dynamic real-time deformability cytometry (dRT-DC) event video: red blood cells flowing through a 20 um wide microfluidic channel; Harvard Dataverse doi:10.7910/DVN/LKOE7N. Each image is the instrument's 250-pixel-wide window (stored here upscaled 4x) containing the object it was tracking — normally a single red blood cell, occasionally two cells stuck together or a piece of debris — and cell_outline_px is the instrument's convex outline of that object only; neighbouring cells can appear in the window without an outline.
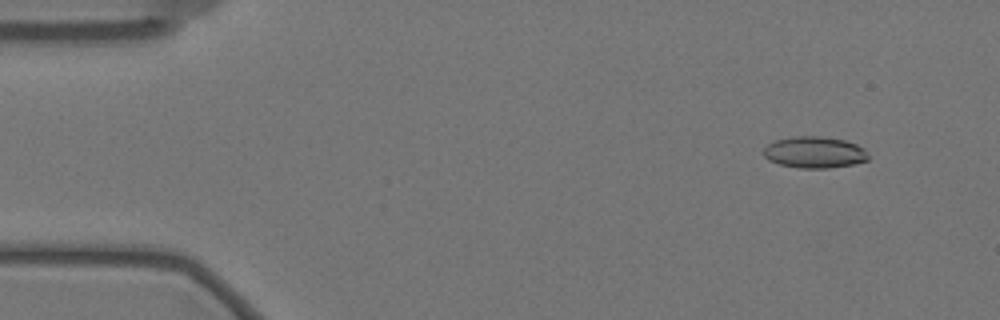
{"species": "Egyptian fruit bat (a non-hibernating species)", "species_latin": "Rousettus aegyptiacus", "temperature_condition": "warm", "stored_images_in_passage": 58, "camera_frame_rate_fps": 3000, "um_per_image_px": 0.085, "animal": {"sex": "female"}, "frame": {"image": 1, "passage_image": 5, "time_ms": 1.333, "image_size_px": [1000, 320], "cell_outline_px": [[868, 160], [852, 164], [828, 168], [800, 168], [780, 164], [768, 160], [764, 156], [764, 148], [768, 144], [776, 140], [792, 136], [820, 136], [844, 140], [856, 144], [864, 148], [868, 156]], "centroid_in_image_um": [69.22, 12.94], "position_along_channel_um": 15.8, "area_um2": 19.13}}
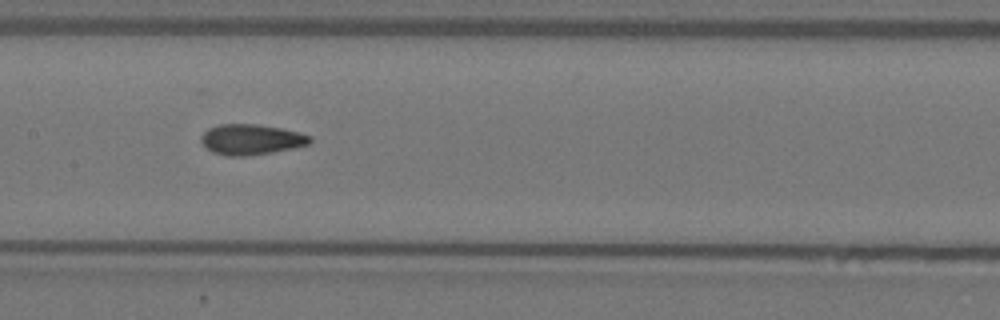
{"frame": {"image": 2, "passage_image": 28, "time_ms": 9.0, "image_size_px": [1000, 320], "cell_outline_px": [[312, 144], [272, 152], [244, 156], [228, 156], [212, 152], [204, 148], [200, 140], [200, 136], [208, 128], [220, 124], [256, 124], [280, 128], [300, 132], [312, 136]], "centroid_in_image_um": [21.34, 11.85], "position_along_channel_um": 186.1, "area_um2": 19.54}}
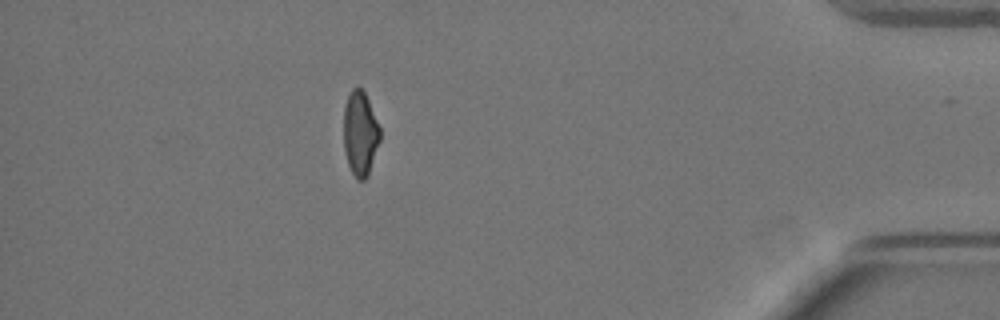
{"frame": {"image": 3, "passage_image": 51, "time_ms": 16.667, "image_size_px": [1000, 320], "cell_outline_px": [[380, 140], [368, 176], [364, 180], [356, 180], [348, 164], [344, 148], [344, 104], [352, 88], [356, 84], [364, 92], [368, 100], [380, 128]], "centroid_in_image_um": [30.61, 11.34], "position_along_channel_um": 404.6, "area_um2": 17.92}, "authors_computed_cell_mechanics": {"area_um2": 19.074, "velocity_mm_per_s": 3.509, "shape_relaxation_time_tau1_ms": null, "shape_relaxation_time_tau2_ms": 2.5588, "deformation_change_tau1": null, "deformation_change_tau2": 0.0834}}